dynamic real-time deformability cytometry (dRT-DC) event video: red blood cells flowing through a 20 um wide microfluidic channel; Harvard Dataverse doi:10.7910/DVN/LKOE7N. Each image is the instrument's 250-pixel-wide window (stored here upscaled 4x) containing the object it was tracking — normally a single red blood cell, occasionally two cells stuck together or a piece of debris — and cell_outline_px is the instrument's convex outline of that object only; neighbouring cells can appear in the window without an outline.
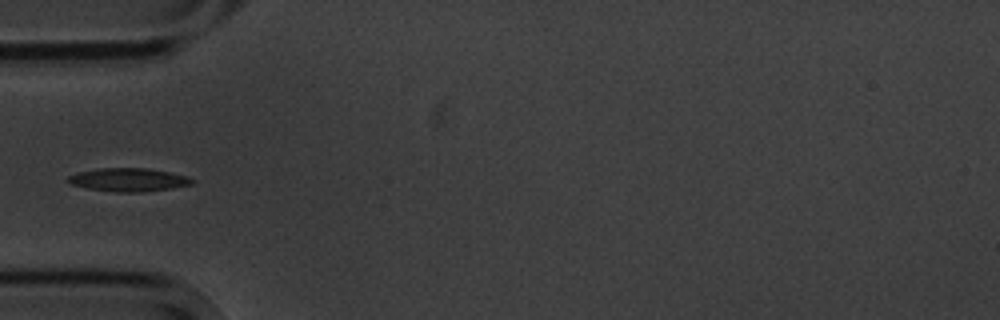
{"species": "common noctule bat (a hibernating species)", "species_latin": "Nyctalus noctula", "temperature_condition": "cold", "stored_images_in_passage": 8, "camera_frame_rate_fps": 3000, "um_per_image_px": 0.085, "animal": {"sex": "male", "body_mass_g": 20.1, "forearm_length_mm": 53.5}, "frame": {"image": 1, "passage_image": 4, "time_ms": 3.667, "image_size_px": [1000, 320], "cell_outline_px": [[196, 180], [192, 184], [172, 188], [140, 192], [112, 192], [88, 188], [72, 184], [64, 180], [68, 176], [80, 172], [100, 168], [148, 168], [188, 176]], "centroid_in_image_um": [10.93, 15.28], "position_along_channel_um": 74.1, "area_um2": 16.82}}
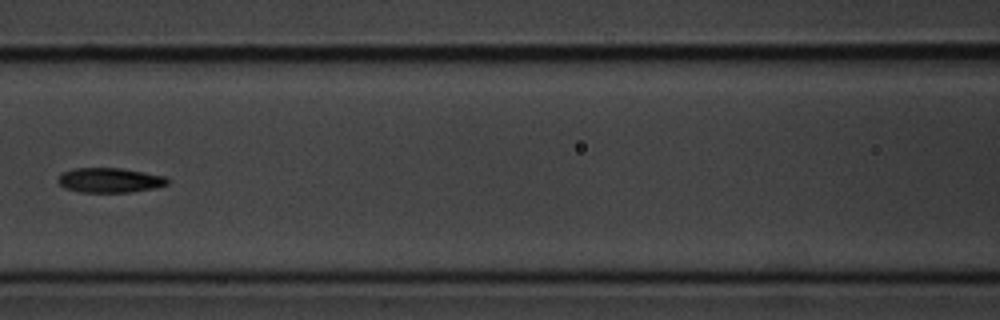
{"frame": {"image": 2, "passage_image": 6, "time_ms": 6.0, "image_size_px": [1000, 320], "cell_outline_px": [[168, 184], [156, 188], [128, 192], [80, 192], [64, 188], [56, 180], [64, 172], [72, 168], [120, 168], [144, 172], [164, 176], [168, 180]], "centroid_in_image_um": [9.32, 15.32], "position_along_channel_um": 157.3, "area_um2": 15.72}}
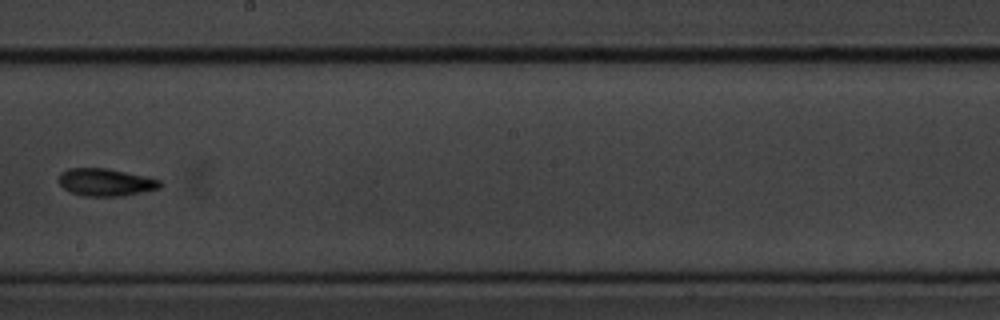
{"frame": {"image": 3, "passage_image": 8, "time_ms": 8.333, "image_size_px": [1000, 320], "cell_outline_px": [[160, 188], [124, 196], [80, 196], [68, 192], [60, 184], [60, 172], [68, 168], [108, 168], [144, 176], [160, 180]], "centroid_in_image_um": [8.94, 15.5], "position_along_channel_um": 239.3, "area_um2": 16.24}}